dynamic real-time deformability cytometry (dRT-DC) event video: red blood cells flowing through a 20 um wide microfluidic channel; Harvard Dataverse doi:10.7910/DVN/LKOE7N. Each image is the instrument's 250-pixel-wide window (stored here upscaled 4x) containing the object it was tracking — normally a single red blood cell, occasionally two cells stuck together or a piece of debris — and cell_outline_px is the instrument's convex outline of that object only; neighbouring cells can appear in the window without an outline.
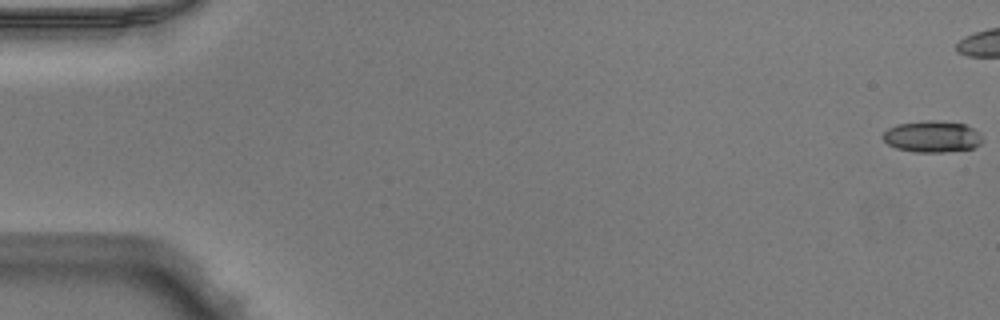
{"species": "Egyptian fruit bat (a non-hibernating species)", "species_latin": "Rousettus aegyptiacus", "temperature_condition": "warm", "stored_images_in_passage": 17, "camera_frame_rate_fps": 3000, "um_per_image_px": 0.085, "animal": {"sex": "male"}, "frame": {"image": 1, "passage_image": 1, "time_ms": 0.0, "image_size_px": [1000, 320], "cell_outline_px": [[984, 140], [980, 144], [972, 148], [944, 152], [916, 152], [896, 148], [888, 144], [884, 140], [884, 132], [888, 128], [896, 124], [924, 120], [940, 120], [964, 124], [980, 132]], "centroid_in_image_um": [79.26, 11.6], "position_along_channel_um": 5.7, "area_um2": 18.38}}